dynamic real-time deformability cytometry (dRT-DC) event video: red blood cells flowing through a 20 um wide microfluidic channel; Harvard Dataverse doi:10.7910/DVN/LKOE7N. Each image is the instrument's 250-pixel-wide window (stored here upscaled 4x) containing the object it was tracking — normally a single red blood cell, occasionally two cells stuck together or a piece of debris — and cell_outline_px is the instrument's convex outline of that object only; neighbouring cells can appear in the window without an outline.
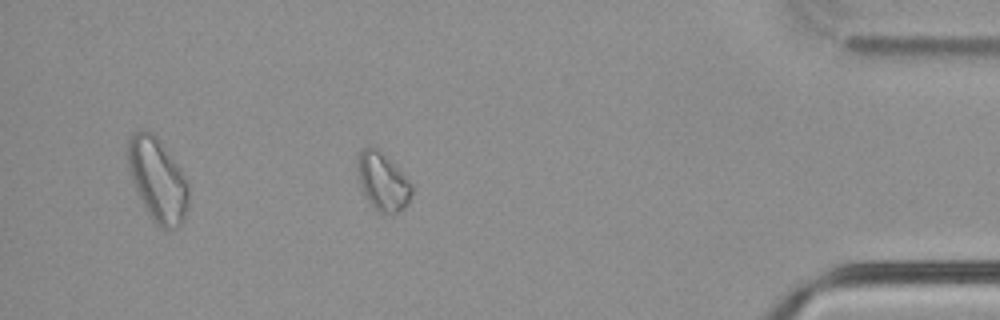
{"species": "common noctule bat (a hibernating species)", "species_latin": "Nyctalus noctula", "temperature_condition": "cold", "stored_images_in_passage": 47, "camera_frame_rate_fps": 3000, "um_per_image_px": 0.085, "animal": {"sex": "male", "body_mass_g": 21.5, "forearm_length_mm": 52.0}, "frame": {"image": 1, "passage_image": 40, "time_ms": 13.0, "image_size_px": [1000, 320], "cell_outline_px": [[412, 192], [408, 204], [404, 208], [392, 216], [384, 216], [368, 200], [364, 192], [360, 180], [360, 148], [368, 144], [376, 148], [412, 184]], "centroid_in_image_um": [32.57, 15.5], "position_along_channel_um": 402.6, "area_um2": 17.57}}